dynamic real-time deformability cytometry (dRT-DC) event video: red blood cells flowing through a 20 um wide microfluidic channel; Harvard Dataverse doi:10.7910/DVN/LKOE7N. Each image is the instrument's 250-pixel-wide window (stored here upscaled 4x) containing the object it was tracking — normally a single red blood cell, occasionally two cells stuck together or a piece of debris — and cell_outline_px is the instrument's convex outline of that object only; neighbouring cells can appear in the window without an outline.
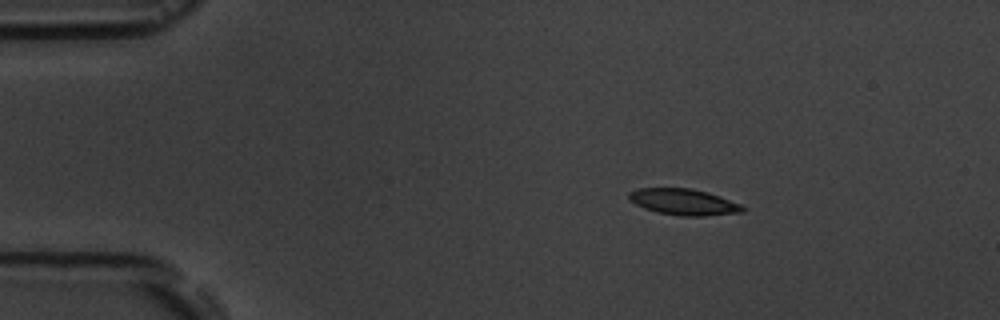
{"species": "common noctule bat (a hibernating species)", "species_latin": "Nyctalus noctula", "temperature_condition": "room temperature", "stored_images_in_passage": 4, "camera_frame_rate_fps": 3000, "um_per_image_px": 0.085, "animal": {"sex": "male", "body_mass_g": 19.5, "forearm_length_mm": 54.6}, "frame": {"image": 1, "passage_image": 2, "time_ms": 1.333, "image_size_px": [1000, 320], "cell_outline_px": [[744, 212], [704, 216], [680, 216], [656, 212], [644, 208], [628, 200], [628, 192], [640, 188], [692, 188], [708, 192], [720, 196], [740, 204], [744, 208]], "centroid_in_image_um": [58.09, 17.16], "position_along_channel_um": 26.9, "area_um2": 17.46}}